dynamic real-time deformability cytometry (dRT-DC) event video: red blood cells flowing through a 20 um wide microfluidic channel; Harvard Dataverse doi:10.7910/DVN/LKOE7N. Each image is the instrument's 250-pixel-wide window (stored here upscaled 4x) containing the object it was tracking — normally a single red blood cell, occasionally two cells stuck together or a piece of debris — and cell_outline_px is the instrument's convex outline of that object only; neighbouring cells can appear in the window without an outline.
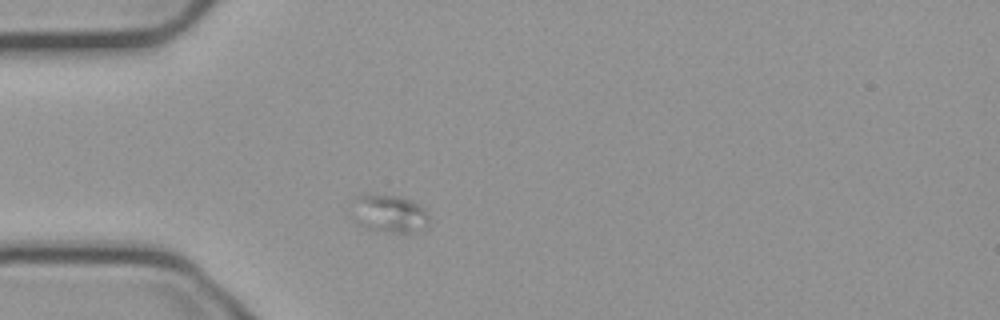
{"species": "common noctule bat (a hibernating species)", "species_latin": "Nyctalus noctula", "temperature_condition": "cold", "stored_images_in_passage": 51, "camera_frame_rate_fps": 3000, "um_per_image_px": 0.085, "animal": {"sex": "male", "body_mass_g": 23.1, "forearm_length_mm": 52.7}, "frame": {"image": 1, "passage_image": 1, "time_ms": 0.0, "image_size_px": [1000, 320], "cell_outline_px": [[428, 228], [420, 232], [408, 236], [404, 236], [384, 232], [368, 228], [360, 224], [352, 200], [356, 196], [364, 192], [376, 192], [404, 196], [420, 204], [428, 212]], "centroid_in_image_um": [33.2, 18.15], "position_along_channel_um": 51.8, "area_um2": 18.15}}
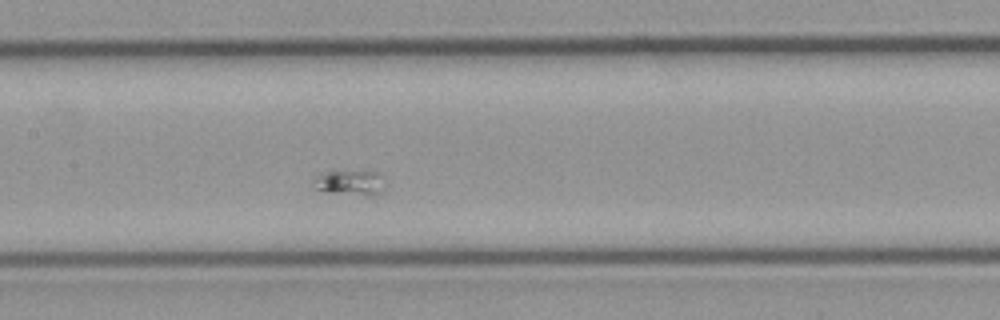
{"frame": {"image": 2, "passage_image": 15, "time_ms": 4.667, "image_size_px": [1000, 320], "cell_outline_px": [[388, 184], [384, 192], [376, 196], [364, 196], [328, 192], [316, 188], [312, 184], [312, 176], [324, 172], [376, 172], [384, 176]], "centroid_in_image_um": [29.85, 15.56], "position_along_channel_um": 177.6, "area_um2": 10.98}}
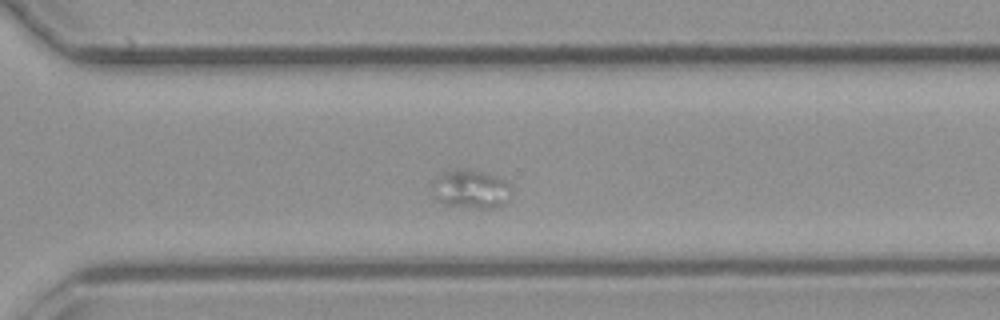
{"frame": {"image": 3, "passage_image": 30, "time_ms": 9.667, "image_size_px": [1000, 320], "cell_outline_px": [[512, 184], [504, 204], [492, 208], [484, 208], [440, 204], [432, 196], [432, 184], [444, 172], [456, 168], [468, 168], [496, 176]], "centroid_in_image_um": [39.98, 16.06], "position_along_channel_um": 330.6, "area_um2": 17.8}}